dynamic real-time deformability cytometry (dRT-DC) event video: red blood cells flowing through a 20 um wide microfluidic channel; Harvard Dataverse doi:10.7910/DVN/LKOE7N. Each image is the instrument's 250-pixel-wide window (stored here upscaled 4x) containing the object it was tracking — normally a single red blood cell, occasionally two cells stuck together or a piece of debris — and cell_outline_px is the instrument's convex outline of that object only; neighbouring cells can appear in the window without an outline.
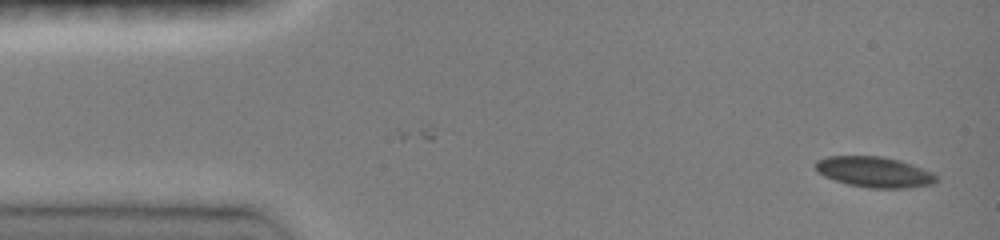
{"species": "common noctule bat (a hibernating species)", "species_latin": "Nyctalus noctula", "temperature_condition": "room temperature", "stored_images_in_passage": 10, "camera_frame_rate_fps": 3000, "um_per_image_px": 0.085, "animal": {"sex": "female", "body_mass_g": 19.0, "forearm_length_mm": 51.5}, "frame": {"image": 1, "passage_image": 1, "time_ms": 0.0, "image_size_px": [1000, 240], "cell_outline_px": [[936, 184], [912, 188], [868, 188], [848, 184], [824, 176], [816, 172], [816, 160], [828, 156], [880, 156], [900, 160], [912, 164], [932, 172], [936, 176]], "centroid_in_image_um": [74.34, 14.63], "position_along_channel_um": 10.7, "area_um2": 21.68}}
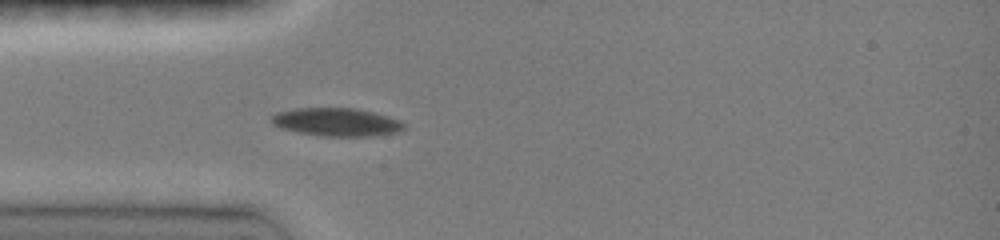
{"frame": {"image": 2, "passage_image": 9, "time_ms": 3.667, "image_size_px": [1000, 240], "cell_outline_px": [[404, 128], [400, 132], [372, 136], [324, 136], [300, 132], [280, 128], [272, 124], [272, 116], [276, 112], [296, 108], [356, 108], [388, 116], [400, 120], [404, 124]], "centroid_in_image_um": [28.62, 10.37], "position_along_channel_um": 56.4, "area_um2": 21.68}}